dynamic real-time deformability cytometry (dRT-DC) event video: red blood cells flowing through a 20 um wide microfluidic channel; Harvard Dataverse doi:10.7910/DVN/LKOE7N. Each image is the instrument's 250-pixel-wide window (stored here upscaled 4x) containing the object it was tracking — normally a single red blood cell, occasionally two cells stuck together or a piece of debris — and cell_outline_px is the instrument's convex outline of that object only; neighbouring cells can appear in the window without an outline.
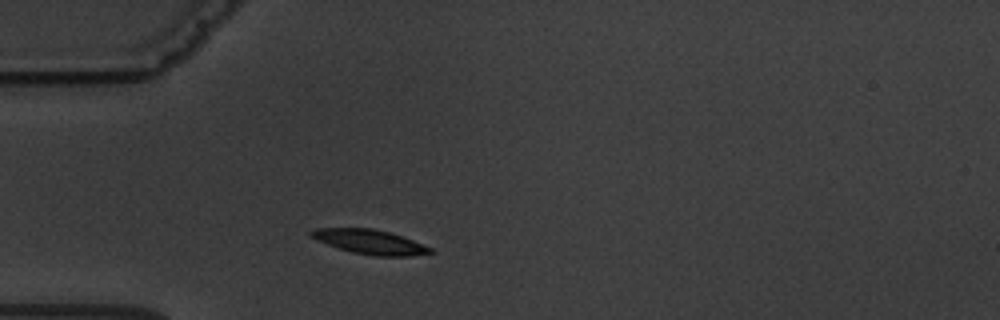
{"species": "common noctule bat (a hibernating species)", "species_latin": "Nyctalus noctula", "temperature_condition": "warm", "stored_images_in_passage": 2, "camera_frame_rate_fps": 3000, "um_per_image_px": 0.085, "animal": {"sex": "male", "body_mass_g": 19.5, "forearm_length_mm": 54.6}, "frame": {"image": 1, "passage_image": 2, "time_ms": 1.0, "image_size_px": [1000, 320], "cell_outline_px": [[436, 252], [412, 256], [376, 256], [352, 252], [316, 240], [308, 236], [308, 232], [316, 228], [372, 228], [392, 232], [432, 248]], "centroid_in_image_um": [31.45, 20.55], "position_along_channel_um": 53.6, "area_um2": 17.05}}